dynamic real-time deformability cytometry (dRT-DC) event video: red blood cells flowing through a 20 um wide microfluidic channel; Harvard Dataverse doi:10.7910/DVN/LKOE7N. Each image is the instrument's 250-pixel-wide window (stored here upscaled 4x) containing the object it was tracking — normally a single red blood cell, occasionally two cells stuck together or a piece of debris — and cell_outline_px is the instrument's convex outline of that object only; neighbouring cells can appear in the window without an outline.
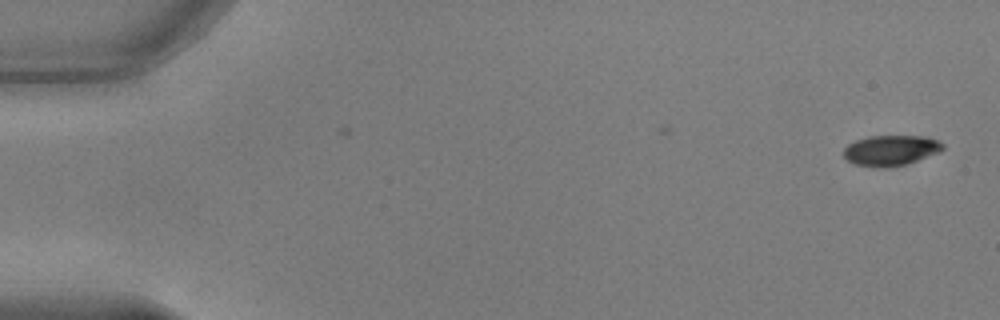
{"species": "common noctule bat (a hibernating species)", "species_latin": "Nyctalus noctula", "temperature_condition": "warm", "stored_images_in_passage": 2, "camera_frame_rate_fps": 3000, "um_per_image_px": 0.085, "animal": {"sex": "male", "body_mass_g": 17.9, "forearm_length_mm": 54.2}, "frame": {"image": 1, "passage_image": 1, "time_ms": 0.0, "image_size_px": [1000, 320], "cell_outline_px": [[944, 148], [936, 152], [908, 164], [856, 164], [848, 160], [844, 156], [844, 148], [848, 144], [856, 140], [868, 136], [924, 136], [936, 140], [944, 144]], "centroid_in_image_um": [75.72, 12.72], "position_along_channel_um": 9.3, "area_um2": 16.59}}